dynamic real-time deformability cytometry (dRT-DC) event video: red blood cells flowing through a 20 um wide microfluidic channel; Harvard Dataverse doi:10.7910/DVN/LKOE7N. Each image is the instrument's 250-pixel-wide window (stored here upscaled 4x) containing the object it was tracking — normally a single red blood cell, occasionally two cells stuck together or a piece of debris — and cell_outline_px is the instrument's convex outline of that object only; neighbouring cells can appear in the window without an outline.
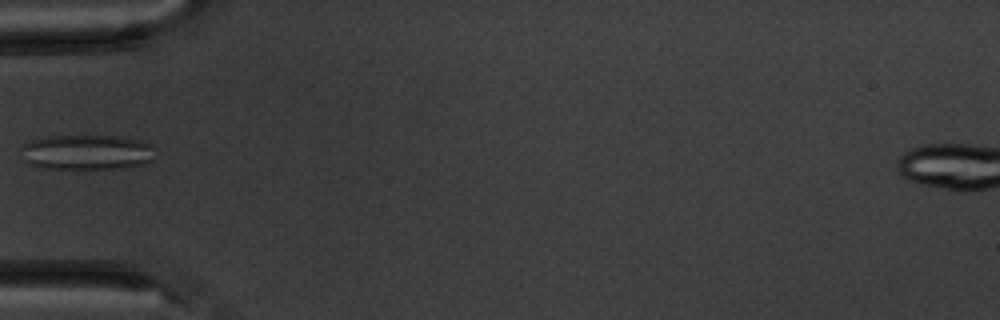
{"species": "common noctule bat (a hibernating species)", "species_latin": "Nyctalus noctula", "temperature_condition": "warm", "stored_images_in_passage": 4, "camera_frame_rate_fps": 3000, "um_per_image_px": 0.085, "animal": {"sex": "male", "body_mass_g": 20.1, "forearm_length_mm": 53.5}, "frame": {"image": 1, "passage_image": 4, "time_ms": 3.333, "image_size_px": [1000, 320], "cell_outline_px": [[156, 148], [152, 160], [144, 164], [124, 168], [72, 172], [36, 168], [28, 164], [20, 148], [24, 144], [32, 140], [48, 136], [116, 136], [148, 140]], "centroid_in_image_um": [7.41, 12.99], "position_along_channel_um": 77.6, "area_um2": 29.07}}